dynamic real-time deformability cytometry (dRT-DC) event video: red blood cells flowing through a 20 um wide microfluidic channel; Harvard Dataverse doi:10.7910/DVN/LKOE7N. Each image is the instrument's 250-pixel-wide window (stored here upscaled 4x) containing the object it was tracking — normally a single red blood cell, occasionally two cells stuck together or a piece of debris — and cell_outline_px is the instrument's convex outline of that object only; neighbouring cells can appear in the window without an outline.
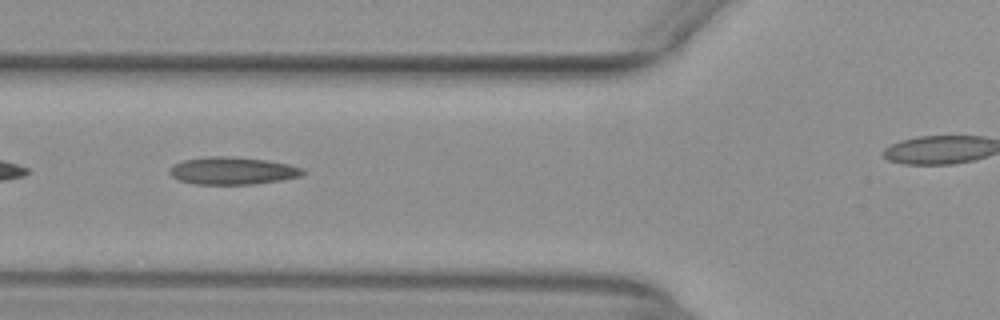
{"species": "common noctule bat (a hibernating species)", "species_latin": "Nyctalus noctula", "temperature_condition": "warm", "stored_images_in_passage": 43, "camera_frame_rate_fps": 3000, "um_per_image_px": 0.085, "animal": {"sex": "female", "body_mass_g": 29.2, "forearm_length_mm": 56.3}, "frame": {"image": 1, "passage_image": 18, "time_ms": 5.667, "image_size_px": [1000, 320], "cell_outline_px": [[308, 172], [300, 176], [280, 180], [252, 184], [196, 184], [180, 180], [172, 176], [168, 172], [168, 168], [184, 160], [208, 156], [228, 156], [268, 160], [288, 164], [304, 168]], "centroid_in_image_um": [19.79, 14.51], "position_along_channel_um": 106.0, "area_um2": 21.33}}
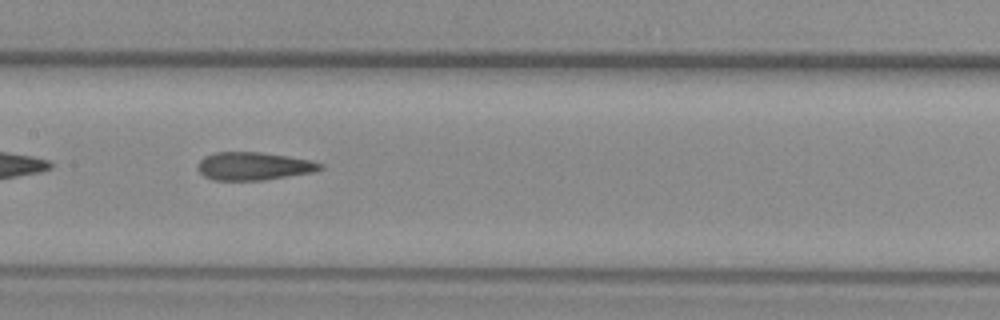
{"frame": {"image": 2, "passage_image": 24, "time_ms": 7.667, "image_size_px": [1000, 320], "cell_outline_px": [[324, 168], [312, 172], [260, 180], [212, 180], [204, 176], [200, 172], [200, 160], [204, 156], [216, 152], [260, 152], [308, 160], [324, 164]], "centroid_in_image_um": [21.55, 14.12], "position_along_channel_um": 185.9, "area_um2": 19.54}}
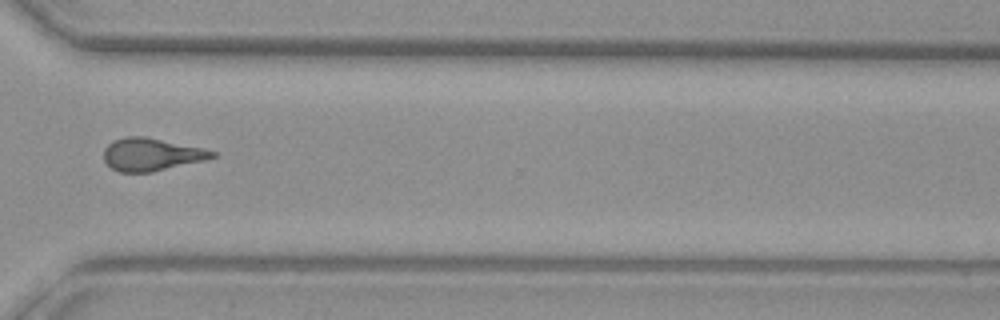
{"frame": {"image": 3, "passage_image": 37, "time_ms": 12.0, "image_size_px": [1000, 320], "cell_outline_px": [[216, 156], [204, 160], [152, 172], [120, 172], [112, 168], [104, 160], [104, 148], [112, 140], [124, 136], [144, 136], [204, 148], [216, 152]], "centroid_in_image_um": [12.85, 13.11], "position_along_channel_um": 357.8, "area_um2": 20.63}}